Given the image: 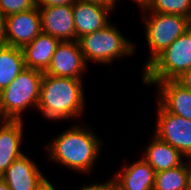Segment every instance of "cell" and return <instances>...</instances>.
I'll list each match as a JSON object with an SVG mask.
<instances>
[{
    "label": "cell",
    "instance_id": "obj_17",
    "mask_svg": "<svg viewBox=\"0 0 191 190\" xmlns=\"http://www.w3.org/2000/svg\"><path fill=\"white\" fill-rule=\"evenodd\" d=\"M144 150L142 158L156 173L180 166L185 161V157L177 149L159 140L155 135Z\"/></svg>",
    "mask_w": 191,
    "mask_h": 190
},
{
    "label": "cell",
    "instance_id": "obj_13",
    "mask_svg": "<svg viewBox=\"0 0 191 190\" xmlns=\"http://www.w3.org/2000/svg\"><path fill=\"white\" fill-rule=\"evenodd\" d=\"M139 159L114 174V190H153L156 172L142 157Z\"/></svg>",
    "mask_w": 191,
    "mask_h": 190
},
{
    "label": "cell",
    "instance_id": "obj_30",
    "mask_svg": "<svg viewBox=\"0 0 191 190\" xmlns=\"http://www.w3.org/2000/svg\"><path fill=\"white\" fill-rule=\"evenodd\" d=\"M185 159H186V162H187L189 170H190V187H191V156L188 158H185ZM187 160H189V161H187Z\"/></svg>",
    "mask_w": 191,
    "mask_h": 190
},
{
    "label": "cell",
    "instance_id": "obj_18",
    "mask_svg": "<svg viewBox=\"0 0 191 190\" xmlns=\"http://www.w3.org/2000/svg\"><path fill=\"white\" fill-rule=\"evenodd\" d=\"M26 68L22 48L0 47V92Z\"/></svg>",
    "mask_w": 191,
    "mask_h": 190
},
{
    "label": "cell",
    "instance_id": "obj_24",
    "mask_svg": "<svg viewBox=\"0 0 191 190\" xmlns=\"http://www.w3.org/2000/svg\"><path fill=\"white\" fill-rule=\"evenodd\" d=\"M176 81L191 92V69L185 71Z\"/></svg>",
    "mask_w": 191,
    "mask_h": 190
},
{
    "label": "cell",
    "instance_id": "obj_10",
    "mask_svg": "<svg viewBox=\"0 0 191 190\" xmlns=\"http://www.w3.org/2000/svg\"><path fill=\"white\" fill-rule=\"evenodd\" d=\"M42 32L60 42L75 41V25L72 5L38 7Z\"/></svg>",
    "mask_w": 191,
    "mask_h": 190
},
{
    "label": "cell",
    "instance_id": "obj_1",
    "mask_svg": "<svg viewBox=\"0 0 191 190\" xmlns=\"http://www.w3.org/2000/svg\"><path fill=\"white\" fill-rule=\"evenodd\" d=\"M84 125V126H83ZM73 125L51 140L46 148L52 160L78 173L89 174L99 159L102 141L87 124Z\"/></svg>",
    "mask_w": 191,
    "mask_h": 190
},
{
    "label": "cell",
    "instance_id": "obj_6",
    "mask_svg": "<svg viewBox=\"0 0 191 190\" xmlns=\"http://www.w3.org/2000/svg\"><path fill=\"white\" fill-rule=\"evenodd\" d=\"M146 25L145 39L149 46V54L144 69L180 35L187 31L191 19L189 17L157 12H143Z\"/></svg>",
    "mask_w": 191,
    "mask_h": 190
},
{
    "label": "cell",
    "instance_id": "obj_11",
    "mask_svg": "<svg viewBox=\"0 0 191 190\" xmlns=\"http://www.w3.org/2000/svg\"><path fill=\"white\" fill-rule=\"evenodd\" d=\"M72 9L75 25V40L107 26L111 22L108 20V14L114 11V9L109 6L79 0L75 1L72 5Z\"/></svg>",
    "mask_w": 191,
    "mask_h": 190
},
{
    "label": "cell",
    "instance_id": "obj_19",
    "mask_svg": "<svg viewBox=\"0 0 191 190\" xmlns=\"http://www.w3.org/2000/svg\"><path fill=\"white\" fill-rule=\"evenodd\" d=\"M153 190H191L186 160L180 166L157 172Z\"/></svg>",
    "mask_w": 191,
    "mask_h": 190
},
{
    "label": "cell",
    "instance_id": "obj_16",
    "mask_svg": "<svg viewBox=\"0 0 191 190\" xmlns=\"http://www.w3.org/2000/svg\"><path fill=\"white\" fill-rule=\"evenodd\" d=\"M59 42L55 37L41 32L22 48L26 68L45 72Z\"/></svg>",
    "mask_w": 191,
    "mask_h": 190
},
{
    "label": "cell",
    "instance_id": "obj_31",
    "mask_svg": "<svg viewBox=\"0 0 191 190\" xmlns=\"http://www.w3.org/2000/svg\"><path fill=\"white\" fill-rule=\"evenodd\" d=\"M187 32L190 34L191 36V23L189 24L188 28H187Z\"/></svg>",
    "mask_w": 191,
    "mask_h": 190
},
{
    "label": "cell",
    "instance_id": "obj_14",
    "mask_svg": "<svg viewBox=\"0 0 191 190\" xmlns=\"http://www.w3.org/2000/svg\"><path fill=\"white\" fill-rule=\"evenodd\" d=\"M157 102L167 111L191 120V92L176 80L157 82Z\"/></svg>",
    "mask_w": 191,
    "mask_h": 190
},
{
    "label": "cell",
    "instance_id": "obj_23",
    "mask_svg": "<svg viewBox=\"0 0 191 190\" xmlns=\"http://www.w3.org/2000/svg\"><path fill=\"white\" fill-rule=\"evenodd\" d=\"M76 0H35L37 7H51L58 5H73Z\"/></svg>",
    "mask_w": 191,
    "mask_h": 190
},
{
    "label": "cell",
    "instance_id": "obj_2",
    "mask_svg": "<svg viewBox=\"0 0 191 190\" xmlns=\"http://www.w3.org/2000/svg\"><path fill=\"white\" fill-rule=\"evenodd\" d=\"M83 79L43 74L37 110L49 120L77 119L84 113ZM74 117V118H73Z\"/></svg>",
    "mask_w": 191,
    "mask_h": 190
},
{
    "label": "cell",
    "instance_id": "obj_26",
    "mask_svg": "<svg viewBox=\"0 0 191 190\" xmlns=\"http://www.w3.org/2000/svg\"><path fill=\"white\" fill-rule=\"evenodd\" d=\"M79 1H84V2H95V3H99V4H102V5H105V6H109L111 7L112 9L115 10L116 6L115 5L117 3V1L119 0H79Z\"/></svg>",
    "mask_w": 191,
    "mask_h": 190
},
{
    "label": "cell",
    "instance_id": "obj_25",
    "mask_svg": "<svg viewBox=\"0 0 191 190\" xmlns=\"http://www.w3.org/2000/svg\"><path fill=\"white\" fill-rule=\"evenodd\" d=\"M6 44V17L0 12V47Z\"/></svg>",
    "mask_w": 191,
    "mask_h": 190
},
{
    "label": "cell",
    "instance_id": "obj_8",
    "mask_svg": "<svg viewBox=\"0 0 191 190\" xmlns=\"http://www.w3.org/2000/svg\"><path fill=\"white\" fill-rule=\"evenodd\" d=\"M87 63L81 52L79 42H59L52 56L48 69L44 72L58 77L83 79Z\"/></svg>",
    "mask_w": 191,
    "mask_h": 190
},
{
    "label": "cell",
    "instance_id": "obj_20",
    "mask_svg": "<svg viewBox=\"0 0 191 190\" xmlns=\"http://www.w3.org/2000/svg\"><path fill=\"white\" fill-rule=\"evenodd\" d=\"M142 12L176 14L191 19V0H152Z\"/></svg>",
    "mask_w": 191,
    "mask_h": 190
},
{
    "label": "cell",
    "instance_id": "obj_32",
    "mask_svg": "<svg viewBox=\"0 0 191 190\" xmlns=\"http://www.w3.org/2000/svg\"><path fill=\"white\" fill-rule=\"evenodd\" d=\"M4 119L2 118L1 114H0V123L3 121Z\"/></svg>",
    "mask_w": 191,
    "mask_h": 190
},
{
    "label": "cell",
    "instance_id": "obj_5",
    "mask_svg": "<svg viewBox=\"0 0 191 190\" xmlns=\"http://www.w3.org/2000/svg\"><path fill=\"white\" fill-rule=\"evenodd\" d=\"M191 69V36L186 31L160 53L145 69L142 80L147 86L176 80Z\"/></svg>",
    "mask_w": 191,
    "mask_h": 190
},
{
    "label": "cell",
    "instance_id": "obj_3",
    "mask_svg": "<svg viewBox=\"0 0 191 190\" xmlns=\"http://www.w3.org/2000/svg\"><path fill=\"white\" fill-rule=\"evenodd\" d=\"M43 74L42 71L25 68L0 92V114L4 120H23L24 111L32 106L37 109Z\"/></svg>",
    "mask_w": 191,
    "mask_h": 190
},
{
    "label": "cell",
    "instance_id": "obj_22",
    "mask_svg": "<svg viewBox=\"0 0 191 190\" xmlns=\"http://www.w3.org/2000/svg\"><path fill=\"white\" fill-rule=\"evenodd\" d=\"M77 190H114V183L111 178L108 179L106 182L84 185V187L82 186L80 189Z\"/></svg>",
    "mask_w": 191,
    "mask_h": 190
},
{
    "label": "cell",
    "instance_id": "obj_4",
    "mask_svg": "<svg viewBox=\"0 0 191 190\" xmlns=\"http://www.w3.org/2000/svg\"><path fill=\"white\" fill-rule=\"evenodd\" d=\"M86 63L112 64L113 60L134 55L136 44L127 39L111 22L77 40ZM89 60V61H88Z\"/></svg>",
    "mask_w": 191,
    "mask_h": 190
},
{
    "label": "cell",
    "instance_id": "obj_27",
    "mask_svg": "<svg viewBox=\"0 0 191 190\" xmlns=\"http://www.w3.org/2000/svg\"><path fill=\"white\" fill-rule=\"evenodd\" d=\"M46 178L43 183L37 188V190H57L54 185Z\"/></svg>",
    "mask_w": 191,
    "mask_h": 190
},
{
    "label": "cell",
    "instance_id": "obj_9",
    "mask_svg": "<svg viewBox=\"0 0 191 190\" xmlns=\"http://www.w3.org/2000/svg\"><path fill=\"white\" fill-rule=\"evenodd\" d=\"M42 32L40 12L37 6L6 16V44L23 48Z\"/></svg>",
    "mask_w": 191,
    "mask_h": 190
},
{
    "label": "cell",
    "instance_id": "obj_7",
    "mask_svg": "<svg viewBox=\"0 0 191 190\" xmlns=\"http://www.w3.org/2000/svg\"><path fill=\"white\" fill-rule=\"evenodd\" d=\"M157 123L154 134L159 140L170 144L185 158L191 156V120L167 112L157 102Z\"/></svg>",
    "mask_w": 191,
    "mask_h": 190
},
{
    "label": "cell",
    "instance_id": "obj_15",
    "mask_svg": "<svg viewBox=\"0 0 191 190\" xmlns=\"http://www.w3.org/2000/svg\"><path fill=\"white\" fill-rule=\"evenodd\" d=\"M23 120H3L0 123V177L23 151ZM22 151V152H21Z\"/></svg>",
    "mask_w": 191,
    "mask_h": 190
},
{
    "label": "cell",
    "instance_id": "obj_21",
    "mask_svg": "<svg viewBox=\"0 0 191 190\" xmlns=\"http://www.w3.org/2000/svg\"><path fill=\"white\" fill-rule=\"evenodd\" d=\"M35 7V0H0V12L8 15L28 11Z\"/></svg>",
    "mask_w": 191,
    "mask_h": 190
},
{
    "label": "cell",
    "instance_id": "obj_29",
    "mask_svg": "<svg viewBox=\"0 0 191 190\" xmlns=\"http://www.w3.org/2000/svg\"><path fill=\"white\" fill-rule=\"evenodd\" d=\"M0 190H10L7 183L0 177Z\"/></svg>",
    "mask_w": 191,
    "mask_h": 190
},
{
    "label": "cell",
    "instance_id": "obj_28",
    "mask_svg": "<svg viewBox=\"0 0 191 190\" xmlns=\"http://www.w3.org/2000/svg\"><path fill=\"white\" fill-rule=\"evenodd\" d=\"M134 3H137L140 6V9L145 8L149 5L152 0H132Z\"/></svg>",
    "mask_w": 191,
    "mask_h": 190
},
{
    "label": "cell",
    "instance_id": "obj_12",
    "mask_svg": "<svg viewBox=\"0 0 191 190\" xmlns=\"http://www.w3.org/2000/svg\"><path fill=\"white\" fill-rule=\"evenodd\" d=\"M40 167L25 154L18 157L1 178L10 190H37L46 179Z\"/></svg>",
    "mask_w": 191,
    "mask_h": 190
}]
</instances>
